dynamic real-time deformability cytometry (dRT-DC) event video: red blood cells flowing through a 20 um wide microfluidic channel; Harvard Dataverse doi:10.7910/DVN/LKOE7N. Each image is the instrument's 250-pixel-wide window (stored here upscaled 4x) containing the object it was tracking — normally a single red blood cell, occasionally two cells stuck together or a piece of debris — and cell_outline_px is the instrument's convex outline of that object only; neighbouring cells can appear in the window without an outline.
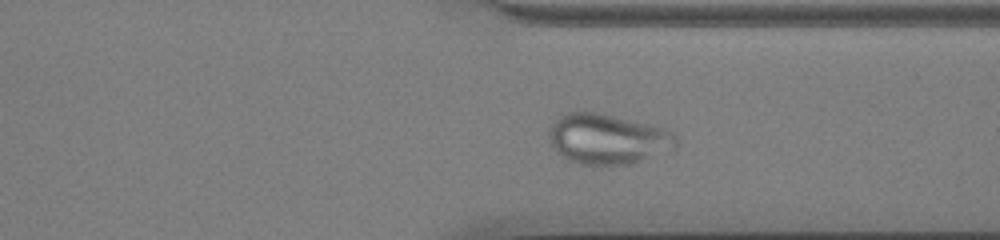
{"species": "common noctule bat (a hibernating species)", "species_latin": "Nyctalus noctula", "temperature_condition": "cold", "stored_images_in_passage": 48, "camera_frame_rate_fps": 3000, "um_per_image_px": 0.085, "animal": {"sex": "male", "body_mass_g": 13.0, "forearm_length_mm": 53.1}, "frame": {"image": 1, "passage_image": 35, "time_ms": 11.333, "image_size_px": [1000, 240], "cell_outline_px": [[676, 148], [628, 164], [580, 164], [568, 160], [548, 140], [548, 128], [564, 112], [596, 112], [664, 128], [676, 136]], "centroid_in_image_um": [51.61, 11.8], "position_along_channel_um": 359.8, "area_um2": 36.53}}
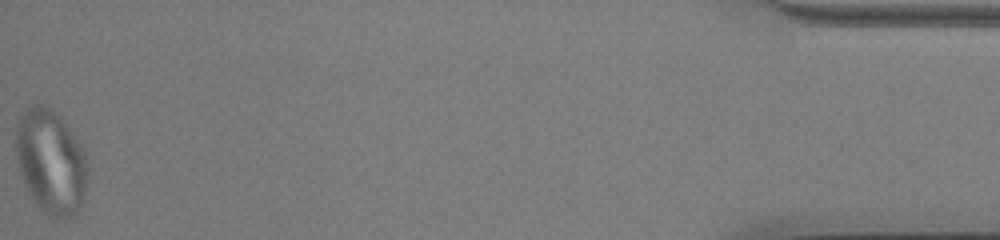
{"frame": {"image": 2, "passage_image": 48, "time_ms": 15.667, "image_size_px": [1000, 240], "cell_outline_px": [[88, 168], [84, 192], [80, 208], [64, 220], [52, 220], [40, 208], [32, 196], [20, 172], [16, 152], [16, 124], [20, 116], [32, 104], [40, 104], [48, 108], [60, 116], [80, 144], [84, 152], [88, 164]], "centroid_in_image_um": [4.33, 13.76], "position_along_channel_um": 430.9, "area_um2": 43.18}}